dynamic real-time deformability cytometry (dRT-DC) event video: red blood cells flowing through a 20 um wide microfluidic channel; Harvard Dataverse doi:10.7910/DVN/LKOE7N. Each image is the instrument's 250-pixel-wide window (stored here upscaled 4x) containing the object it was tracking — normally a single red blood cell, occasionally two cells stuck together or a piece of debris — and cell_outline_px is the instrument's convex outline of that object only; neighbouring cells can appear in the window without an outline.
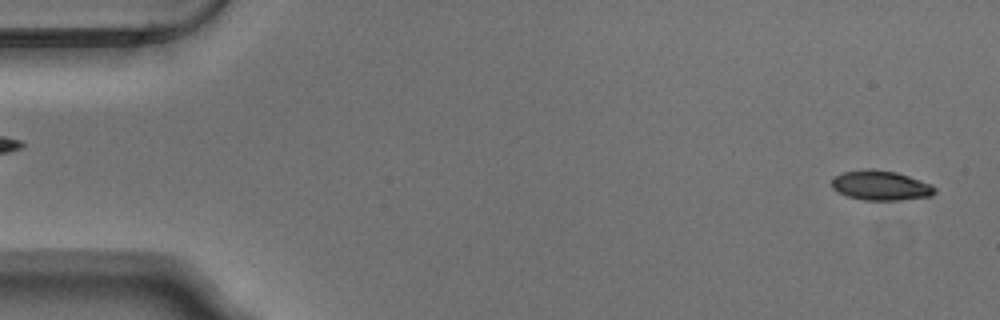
{"species": "Egyptian fruit bat (a non-hibernating species)", "species_latin": "Rousettus aegyptiacus", "temperature_condition": "warm", "stored_images_in_passage": 53, "camera_frame_rate_fps": 3000, "um_per_image_px": 0.085, "animal": {"sex": "male"}, "frame": {"image": 1, "passage_image": 2, "time_ms": 0.333, "image_size_px": [1000, 320], "cell_outline_px": [[936, 192], [932, 196], [900, 200], [864, 200], [848, 196], [832, 188], [832, 180], [836, 176], [844, 172], [864, 168], [872, 168], [896, 172], [932, 184], [936, 188]], "centroid_in_image_um": [74.89, 15.76], "position_along_channel_um": 10.1, "area_um2": 17.86}}
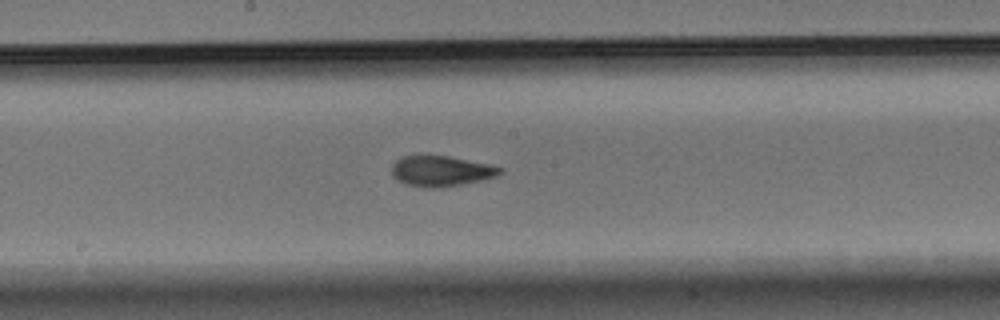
{"frame": {"image": 2, "passage_image": 28, "time_ms": 9.0, "image_size_px": [1000, 320], "cell_outline_px": [[504, 168], [496, 176], [480, 180], [460, 184], [432, 188], [408, 184], [392, 176], [392, 164], [396, 160], [404, 156], [448, 156], [488, 164]], "centroid_in_image_um": [37.48, 14.52], "position_along_channel_um": 210.7, "area_um2": 18.67}}
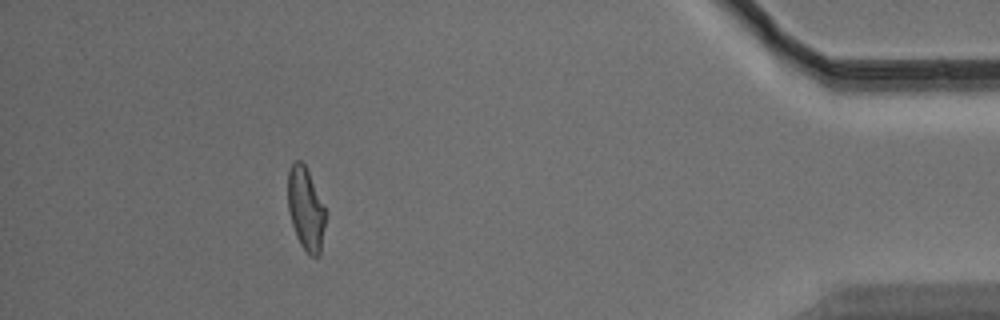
{"frame": {"image": 3, "passage_image": 48, "time_ms": 15.667, "image_size_px": [1000, 320], "cell_outline_px": [[328, 212], [320, 256], [312, 256], [300, 244], [296, 236], [292, 224], [288, 208], [288, 172], [292, 164], [296, 160], [300, 160], [304, 164]], "centroid_in_image_um": [26.02, 17.78], "position_along_channel_um": 409.2, "area_um2": 18.38}, "authors_computed_cell_mechanics": {"area_um2": 18.9006, "velocity_mm_per_s": 3.7903, "shape_relaxation_time_tau1_ms": 5.7761, "shape_relaxation_time_tau2_ms": 1.9297, "deformation_change_tau1": 0.1948, "deformation_change_tau2": 0.0867}}